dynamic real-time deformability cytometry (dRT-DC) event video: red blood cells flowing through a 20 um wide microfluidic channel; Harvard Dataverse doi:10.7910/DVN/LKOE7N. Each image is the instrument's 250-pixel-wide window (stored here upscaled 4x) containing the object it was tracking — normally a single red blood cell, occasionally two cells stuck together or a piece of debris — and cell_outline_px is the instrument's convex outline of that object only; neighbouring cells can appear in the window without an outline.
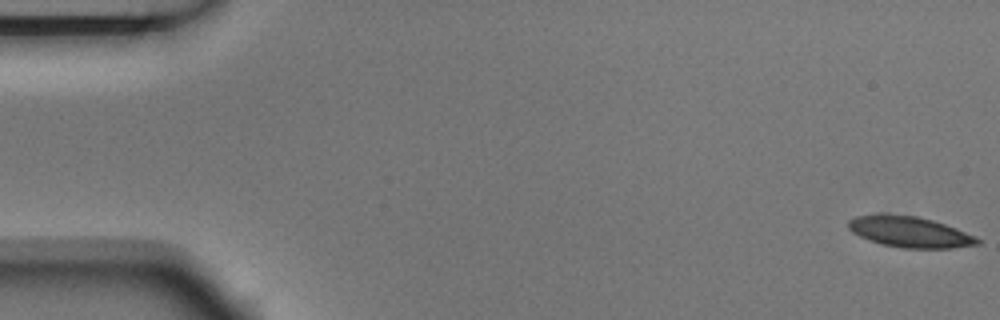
{"species": "Egyptian fruit bat (a non-hibernating species)", "species_latin": "Rousettus aegyptiacus", "temperature_condition": "room temperature", "stored_images_in_passage": 5, "segment_of_instrument_passage": [1, 2], "camera_frame_rate_fps": 3000, "um_per_image_px": 0.085, "animal": {"sex": "male"}, "frame": {"image": 1, "passage_image": 1, "time_ms": 0.0, "image_size_px": [1000, 320], "cell_outline_px": [[980, 244], [952, 248], [904, 248], [884, 244], [868, 240], [852, 232], [848, 228], [848, 220], [856, 216], [876, 212], [916, 216], [932, 220], [956, 228], [976, 236], [980, 240]], "centroid_in_image_um": [77.29, 19.69], "position_along_channel_um": 7.7, "area_um2": 23.41}}
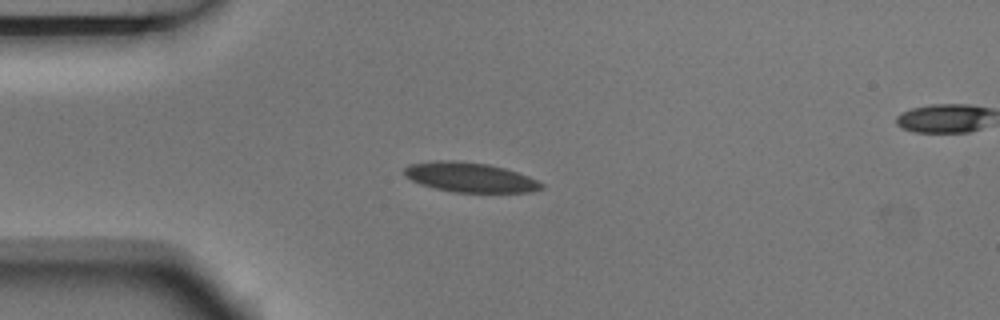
{"frame": {"image": 2, "passage_image": 4, "time_ms": 1.0, "image_size_px": [1000, 320], "cell_outline_px": [[544, 188], [532, 192], [452, 192], [420, 184], [404, 176], [404, 168], [408, 164], [436, 160], [452, 160], [488, 164], [504, 168], [528, 176], [544, 184]], "centroid_in_image_um": [39.93, 15.07], "position_along_channel_um": 45.1, "area_um2": 23.7}}